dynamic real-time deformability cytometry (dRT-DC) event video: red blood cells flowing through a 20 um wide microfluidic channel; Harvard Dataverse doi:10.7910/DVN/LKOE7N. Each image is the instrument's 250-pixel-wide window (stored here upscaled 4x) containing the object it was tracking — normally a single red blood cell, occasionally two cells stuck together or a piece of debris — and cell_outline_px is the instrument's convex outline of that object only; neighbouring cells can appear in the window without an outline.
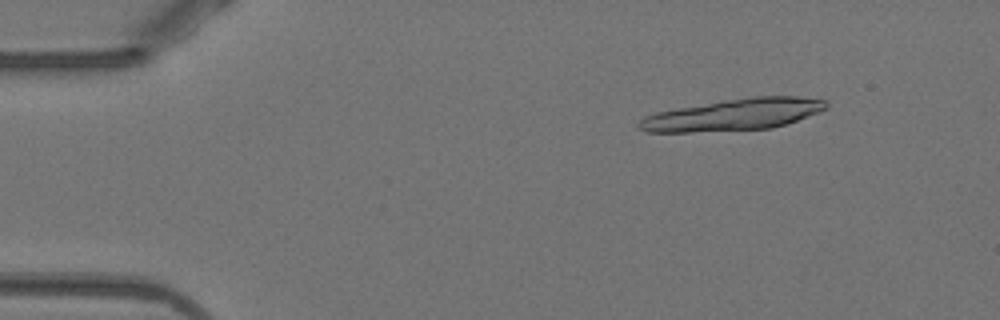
{"species": "Egyptian fruit bat (a non-hibernating species)", "species_latin": "Rousettus aegyptiacus", "temperature_condition": "warm", "stored_images_in_passage": 38, "camera_frame_rate_fps": 3000, "um_per_image_px": 0.085, "animal": {"sex": "female"}, "frame": {"image": 1, "passage_image": 6, "time_ms": 1.667, "image_size_px": [1000, 320], "cell_outline_px": [[828, 108], [796, 120], [772, 128], [692, 132], [644, 132], [636, 128], [636, 124], [644, 116], [656, 112], [720, 100], [752, 96], [796, 96], [824, 100], [828, 104]], "centroid_in_image_um": [62.27, 9.74], "position_along_channel_um": 22.7, "area_um2": 34.51}}